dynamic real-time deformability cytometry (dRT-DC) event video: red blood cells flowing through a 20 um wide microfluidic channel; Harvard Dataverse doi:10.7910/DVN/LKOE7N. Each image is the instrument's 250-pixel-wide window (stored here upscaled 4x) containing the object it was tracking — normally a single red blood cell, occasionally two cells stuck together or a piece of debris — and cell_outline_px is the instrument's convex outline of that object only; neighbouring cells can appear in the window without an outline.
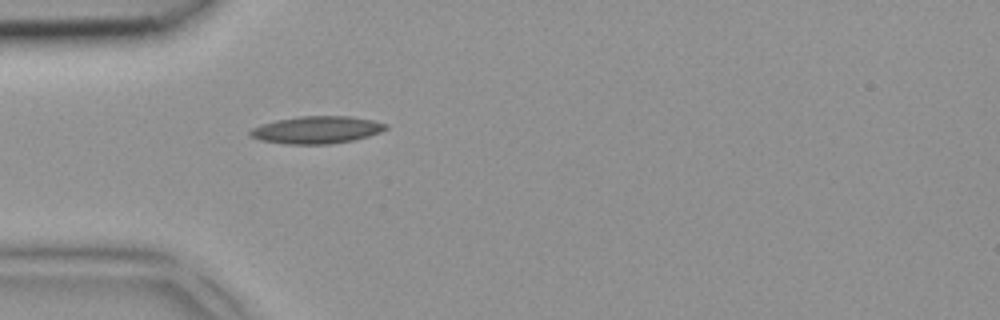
{"species": "common noctule bat (a hibernating species)", "species_latin": "Nyctalus noctula", "temperature_condition": "room temperature", "stored_images_in_passage": 1, "camera_frame_rate_fps": 3000, "um_per_image_px": 0.085, "animal": {"sex": "female", "body_mass_g": 18.4}, "frame": {"image": 1, "passage_image": 1, "time_ms": 0.0, "image_size_px": [1000, 320], "cell_outline_px": [[388, 128], [380, 132], [368, 136], [352, 140], [328, 144], [288, 144], [260, 140], [248, 136], [248, 132], [252, 128], [260, 124], [276, 120], [300, 116], [352, 116], [372, 120], [388, 124]], "centroid_in_image_um": [26.89, 11.03], "position_along_channel_um": 58.1, "area_um2": 21.68}}